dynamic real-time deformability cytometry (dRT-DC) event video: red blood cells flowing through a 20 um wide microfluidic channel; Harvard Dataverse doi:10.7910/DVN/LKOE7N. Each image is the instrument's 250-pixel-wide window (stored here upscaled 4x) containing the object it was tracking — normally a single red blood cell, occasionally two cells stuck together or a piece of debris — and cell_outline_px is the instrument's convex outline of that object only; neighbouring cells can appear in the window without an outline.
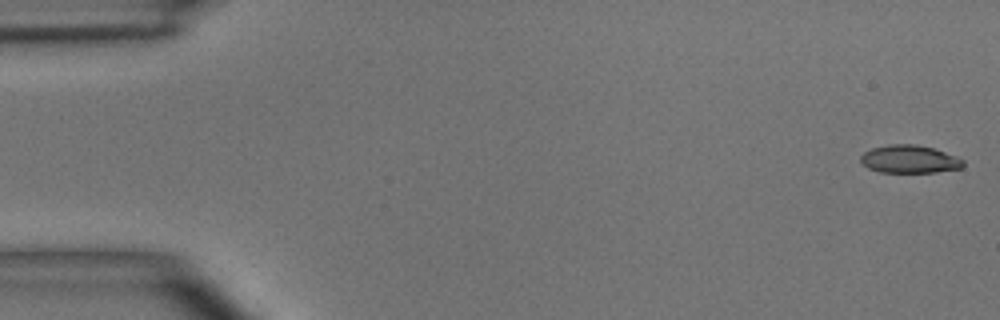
{"species": "common noctule bat (a hibernating species)", "species_latin": "Nyctalus noctula", "temperature_condition": "room temperature", "stored_images_in_passage": 5, "camera_frame_rate_fps": 3000, "um_per_image_px": 0.085, "animal": {"sex": "male", "body_mass_g": 15.6}, "frame": {"image": 1, "passage_image": 1, "time_ms": 0.0, "image_size_px": [1000, 320], "cell_outline_px": [[964, 168], [936, 172], [880, 172], [868, 168], [860, 160], [860, 156], [864, 152], [872, 148], [888, 144], [916, 144], [932, 148], [956, 156], [964, 160]], "centroid_in_image_um": [77.32, 13.53], "position_along_channel_um": 7.7, "area_um2": 16.7}}
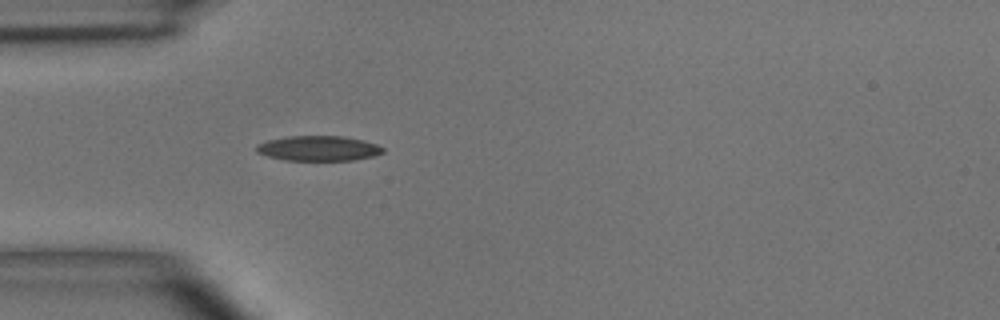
{"frame": {"image": 2, "passage_image": 5, "time_ms": 4.667, "image_size_px": [1000, 320], "cell_outline_px": [[384, 152], [372, 156], [352, 160], [284, 160], [268, 156], [256, 152], [256, 144], [268, 140], [288, 136], [344, 136], [364, 140], [376, 144], [384, 148]], "centroid_in_image_um": [27.06, 12.6], "position_along_channel_um": 57.9, "area_um2": 18.44}}